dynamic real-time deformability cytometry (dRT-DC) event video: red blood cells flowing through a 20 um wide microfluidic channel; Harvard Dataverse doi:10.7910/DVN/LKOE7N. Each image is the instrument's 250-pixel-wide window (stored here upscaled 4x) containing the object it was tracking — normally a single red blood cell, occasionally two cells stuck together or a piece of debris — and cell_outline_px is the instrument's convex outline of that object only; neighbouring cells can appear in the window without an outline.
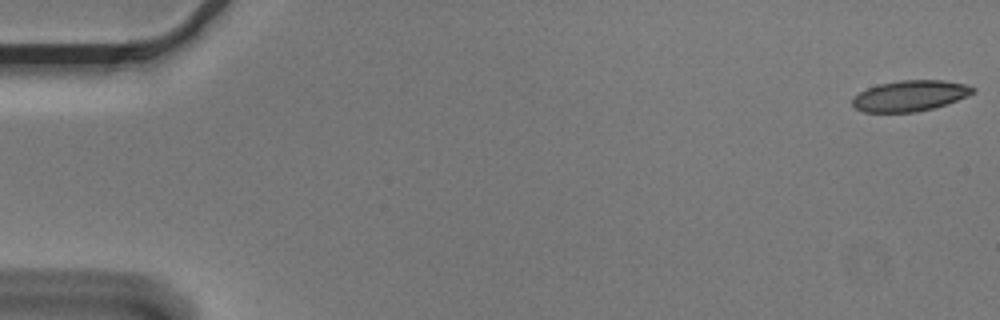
{"species": "Egyptian fruit bat (a non-hibernating species)", "species_latin": "Rousettus aegyptiacus", "temperature_condition": "cold", "stored_images_in_passage": 55, "camera_frame_rate_fps": 3000, "um_per_image_px": 0.085, "animal": {"sex": "male"}, "frame": {"image": 1, "passage_image": 1, "time_ms": 0.0, "image_size_px": [1000, 320], "cell_outline_px": [[976, 92], [956, 100], [932, 108], [916, 112], [864, 112], [856, 108], [852, 104], [852, 100], [860, 92], [868, 88], [880, 84], [900, 80], [944, 80], [964, 84], [976, 88]], "centroid_in_image_um": [77.36, 8.14], "position_along_channel_um": 7.6, "area_um2": 21.33}}
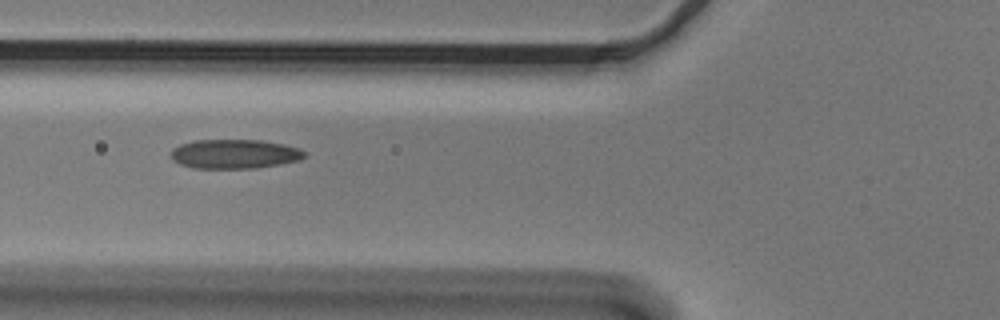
{"frame": {"image": 2, "passage_image": 21, "time_ms": 6.667, "image_size_px": [1000, 320], "cell_outline_px": [[308, 156], [300, 160], [280, 164], [256, 168], [192, 168], [180, 164], [172, 160], [172, 148], [180, 144], [196, 140], [260, 140], [284, 144], [300, 148], [308, 152]], "centroid_in_image_um": [19.99, 13.09], "position_along_channel_um": 105.8, "area_um2": 23.0}}
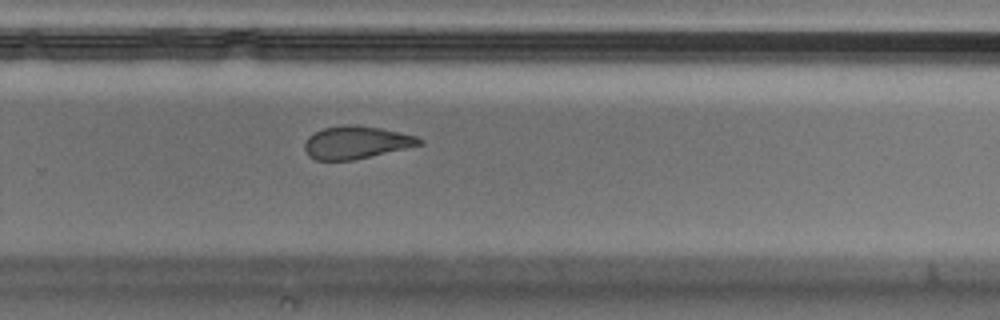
{"frame": {"image": 3, "passage_image": 37, "time_ms": 12.0, "image_size_px": [1000, 320], "cell_outline_px": [[424, 144], [352, 160], [316, 160], [308, 156], [304, 148], [304, 144], [308, 136], [324, 128], [344, 124], [356, 124], [380, 128], [416, 136], [424, 140]], "centroid_in_image_um": [30.26, 12.1], "position_along_channel_um": 299.5, "area_um2": 21.79}, "authors_computed_cell_mechanics": {"area_um2": 22.6576, "velocity_mm_per_s": 3.6266, "shape_relaxation_time_tau1_ms": null, "shape_relaxation_time_tau2_ms": 2.835, "deformation_change_tau1": null, "deformation_change_tau2": 0.0976}}